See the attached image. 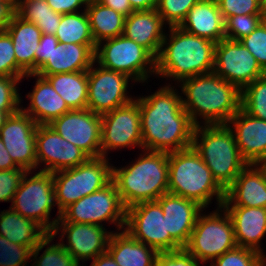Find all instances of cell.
Returning a JSON list of instances; mask_svg holds the SVG:
<instances>
[{
  "mask_svg": "<svg viewBox=\"0 0 266 266\" xmlns=\"http://www.w3.org/2000/svg\"><path fill=\"white\" fill-rule=\"evenodd\" d=\"M149 95H136L139 103L142 149L174 152L192 147L196 125L184 110L177 85L165 82Z\"/></svg>",
  "mask_w": 266,
  "mask_h": 266,
  "instance_id": "obj_1",
  "label": "cell"
},
{
  "mask_svg": "<svg viewBox=\"0 0 266 266\" xmlns=\"http://www.w3.org/2000/svg\"><path fill=\"white\" fill-rule=\"evenodd\" d=\"M19 168L14 160L10 157L4 143L0 138V170H9Z\"/></svg>",
  "mask_w": 266,
  "mask_h": 266,
  "instance_id": "obj_51",
  "label": "cell"
},
{
  "mask_svg": "<svg viewBox=\"0 0 266 266\" xmlns=\"http://www.w3.org/2000/svg\"><path fill=\"white\" fill-rule=\"evenodd\" d=\"M100 3L113 9L114 11H117L125 17L134 12L131 4L129 3V0H101Z\"/></svg>",
  "mask_w": 266,
  "mask_h": 266,
  "instance_id": "obj_50",
  "label": "cell"
},
{
  "mask_svg": "<svg viewBox=\"0 0 266 266\" xmlns=\"http://www.w3.org/2000/svg\"><path fill=\"white\" fill-rule=\"evenodd\" d=\"M49 233L37 222L10 207L0 211V235L15 244L34 249Z\"/></svg>",
  "mask_w": 266,
  "mask_h": 266,
  "instance_id": "obj_30",
  "label": "cell"
},
{
  "mask_svg": "<svg viewBox=\"0 0 266 266\" xmlns=\"http://www.w3.org/2000/svg\"><path fill=\"white\" fill-rule=\"evenodd\" d=\"M241 109L250 116L266 121V75L241 90Z\"/></svg>",
  "mask_w": 266,
  "mask_h": 266,
  "instance_id": "obj_36",
  "label": "cell"
},
{
  "mask_svg": "<svg viewBox=\"0 0 266 266\" xmlns=\"http://www.w3.org/2000/svg\"><path fill=\"white\" fill-rule=\"evenodd\" d=\"M90 263V266H119L108 252L98 255Z\"/></svg>",
  "mask_w": 266,
  "mask_h": 266,
  "instance_id": "obj_53",
  "label": "cell"
},
{
  "mask_svg": "<svg viewBox=\"0 0 266 266\" xmlns=\"http://www.w3.org/2000/svg\"><path fill=\"white\" fill-rule=\"evenodd\" d=\"M16 14L33 22L42 34L55 35L62 14L54 12L46 0H18Z\"/></svg>",
  "mask_w": 266,
  "mask_h": 266,
  "instance_id": "obj_33",
  "label": "cell"
},
{
  "mask_svg": "<svg viewBox=\"0 0 266 266\" xmlns=\"http://www.w3.org/2000/svg\"><path fill=\"white\" fill-rule=\"evenodd\" d=\"M260 166L264 169L265 173H266V159L263 160L261 163H260Z\"/></svg>",
  "mask_w": 266,
  "mask_h": 266,
  "instance_id": "obj_57",
  "label": "cell"
},
{
  "mask_svg": "<svg viewBox=\"0 0 266 266\" xmlns=\"http://www.w3.org/2000/svg\"><path fill=\"white\" fill-rule=\"evenodd\" d=\"M156 201L166 216L167 231L184 248L190 239L197 217L204 208L193 200L171 193L163 194Z\"/></svg>",
  "mask_w": 266,
  "mask_h": 266,
  "instance_id": "obj_21",
  "label": "cell"
},
{
  "mask_svg": "<svg viewBox=\"0 0 266 266\" xmlns=\"http://www.w3.org/2000/svg\"><path fill=\"white\" fill-rule=\"evenodd\" d=\"M167 25L156 9L134 11L125 18L123 35L158 57Z\"/></svg>",
  "mask_w": 266,
  "mask_h": 266,
  "instance_id": "obj_25",
  "label": "cell"
},
{
  "mask_svg": "<svg viewBox=\"0 0 266 266\" xmlns=\"http://www.w3.org/2000/svg\"><path fill=\"white\" fill-rule=\"evenodd\" d=\"M184 248L177 251L160 252L156 266H201Z\"/></svg>",
  "mask_w": 266,
  "mask_h": 266,
  "instance_id": "obj_46",
  "label": "cell"
},
{
  "mask_svg": "<svg viewBox=\"0 0 266 266\" xmlns=\"http://www.w3.org/2000/svg\"><path fill=\"white\" fill-rule=\"evenodd\" d=\"M197 217L195 227L184 249L201 264L211 263L237 244L232 220L223 206ZM203 212V213H202ZM209 213V214H208Z\"/></svg>",
  "mask_w": 266,
  "mask_h": 266,
  "instance_id": "obj_8",
  "label": "cell"
},
{
  "mask_svg": "<svg viewBox=\"0 0 266 266\" xmlns=\"http://www.w3.org/2000/svg\"><path fill=\"white\" fill-rule=\"evenodd\" d=\"M209 266H266V257L253 249L236 246L214 259Z\"/></svg>",
  "mask_w": 266,
  "mask_h": 266,
  "instance_id": "obj_37",
  "label": "cell"
},
{
  "mask_svg": "<svg viewBox=\"0 0 266 266\" xmlns=\"http://www.w3.org/2000/svg\"><path fill=\"white\" fill-rule=\"evenodd\" d=\"M59 41L55 35L42 34L35 52V72L48 60Z\"/></svg>",
  "mask_w": 266,
  "mask_h": 266,
  "instance_id": "obj_47",
  "label": "cell"
},
{
  "mask_svg": "<svg viewBox=\"0 0 266 266\" xmlns=\"http://www.w3.org/2000/svg\"><path fill=\"white\" fill-rule=\"evenodd\" d=\"M26 172L23 168L0 170V202L12 203Z\"/></svg>",
  "mask_w": 266,
  "mask_h": 266,
  "instance_id": "obj_45",
  "label": "cell"
},
{
  "mask_svg": "<svg viewBox=\"0 0 266 266\" xmlns=\"http://www.w3.org/2000/svg\"><path fill=\"white\" fill-rule=\"evenodd\" d=\"M46 1L54 12L60 14H70V13L85 11L88 4L86 0H46Z\"/></svg>",
  "mask_w": 266,
  "mask_h": 266,
  "instance_id": "obj_48",
  "label": "cell"
},
{
  "mask_svg": "<svg viewBox=\"0 0 266 266\" xmlns=\"http://www.w3.org/2000/svg\"><path fill=\"white\" fill-rule=\"evenodd\" d=\"M86 13L92 37L97 44L123 34L125 16L100 2L88 3Z\"/></svg>",
  "mask_w": 266,
  "mask_h": 266,
  "instance_id": "obj_32",
  "label": "cell"
},
{
  "mask_svg": "<svg viewBox=\"0 0 266 266\" xmlns=\"http://www.w3.org/2000/svg\"><path fill=\"white\" fill-rule=\"evenodd\" d=\"M124 230L159 253L183 249L167 231L166 216L157 201L138 203L126 209Z\"/></svg>",
  "mask_w": 266,
  "mask_h": 266,
  "instance_id": "obj_12",
  "label": "cell"
},
{
  "mask_svg": "<svg viewBox=\"0 0 266 266\" xmlns=\"http://www.w3.org/2000/svg\"><path fill=\"white\" fill-rule=\"evenodd\" d=\"M168 193L193 200L204 209L214 198L217 207L225 199V190L193 147L168 153Z\"/></svg>",
  "mask_w": 266,
  "mask_h": 266,
  "instance_id": "obj_5",
  "label": "cell"
},
{
  "mask_svg": "<svg viewBox=\"0 0 266 266\" xmlns=\"http://www.w3.org/2000/svg\"><path fill=\"white\" fill-rule=\"evenodd\" d=\"M55 206L53 173L33 170L27 171L23 176L9 207L20 215L34 220L48 233H52L60 218L51 217V211Z\"/></svg>",
  "mask_w": 266,
  "mask_h": 266,
  "instance_id": "obj_10",
  "label": "cell"
},
{
  "mask_svg": "<svg viewBox=\"0 0 266 266\" xmlns=\"http://www.w3.org/2000/svg\"><path fill=\"white\" fill-rule=\"evenodd\" d=\"M32 250L0 235V266H27L32 258Z\"/></svg>",
  "mask_w": 266,
  "mask_h": 266,
  "instance_id": "obj_41",
  "label": "cell"
},
{
  "mask_svg": "<svg viewBox=\"0 0 266 266\" xmlns=\"http://www.w3.org/2000/svg\"><path fill=\"white\" fill-rule=\"evenodd\" d=\"M192 147L224 190L248 165L242 158L235 136L227 124L196 126Z\"/></svg>",
  "mask_w": 266,
  "mask_h": 266,
  "instance_id": "obj_6",
  "label": "cell"
},
{
  "mask_svg": "<svg viewBox=\"0 0 266 266\" xmlns=\"http://www.w3.org/2000/svg\"><path fill=\"white\" fill-rule=\"evenodd\" d=\"M224 20L235 15L262 14L261 0H217Z\"/></svg>",
  "mask_w": 266,
  "mask_h": 266,
  "instance_id": "obj_44",
  "label": "cell"
},
{
  "mask_svg": "<svg viewBox=\"0 0 266 266\" xmlns=\"http://www.w3.org/2000/svg\"><path fill=\"white\" fill-rule=\"evenodd\" d=\"M223 207L232 220L237 246L253 249L266 257L261 243L266 236V208Z\"/></svg>",
  "mask_w": 266,
  "mask_h": 266,
  "instance_id": "obj_24",
  "label": "cell"
},
{
  "mask_svg": "<svg viewBox=\"0 0 266 266\" xmlns=\"http://www.w3.org/2000/svg\"><path fill=\"white\" fill-rule=\"evenodd\" d=\"M12 38L17 65L26 73H35V52L40 43L41 30L33 23L14 15L6 29Z\"/></svg>",
  "mask_w": 266,
  "mask_h": 266,
  "instance_id": "obj_29",
  "label": "cell"
},
{
  "mask_svg": "<svg viewBox=\"0 0 266 266\" xmlns=\"http://www.w3.org/2000/svg\"><path fill=\"white\" fill-rule=\"evenodd\" d=\"M38 124L22 110L10 115L0 129V138L19 168L37 170L36 132Z\"/></svg>",
  "mask_w": 266,
  "mask_h": 266,
  "instance_id": "obj_18",
  "label": "cell"
},
{
  "mask_svg": "<svg viewBox=\"0 0 266 266\" xmlns=\"http://www.w3.org/2000/svg\"><path fill=\"white\" fill-rule=\"evenodd\" d=\"M215 45L179 26L168 27L156 58L155 76L178 85L184 79L213 72Z\"/></svg>",
  "mask_w": 266,
  "mask_h": 266,
  "instance_id": "obj_3",
  "label": "cell"
},
{
  "mask_svg": "<svg viewBox=\"0 0 266 266\" xmlns=\"http://www.w3.org/2000/svg\"><path fill=\"white\" fill-rule=\"evenodd\" d=\"M27 74L17 65L12 38L0 32V76L19 77L25 80Z\"/></svg>",
  "mask_w": 266,
  "mask_h": 266,
  "instance_id": "obj_42",
  "label": "cell"
},
{
  "mask_svg": "<svg viewBox=\"0 0 266 266\" xmlns=\"http://www.w3.org/2000/svg\"><path fill=\"white\" fill-rule=\"evenodd\" d=\"M18 3H0V32H5L14 15Z\"/></svg>",
  "mask_w": 266,
  "mask_h": 266,
  "instance_id": "obj_49",
  "label": "cell"
},
{
  "mask_svg": "<svg viewBox=\"0 0 266 266\" xmlns=\"http://www.w3.org/2000/svg\"><path fill=\"white\" fill-rule=\"evenodd\" d=\"M87 3H95V2H100L101 0H86Z\"/></svg>",
  "mask_w": 266,
  "mask_h": 266,
  "instance_id": "obj_58",
  "label": "cell"
},
{
  "mask_svg": "<svg viewBox=\"0 0 266 266\" xmlns=\"http://www.w3.org/2000/svg\"><path fill=\"white\" fill-rule=\"evenodd\" d=\"M112 160L105 157L89 158L68 169L53 172L57 217L70 204L104 188L112 181Z\"/></svg>",
  "mask_w": 266,
  "mask_h": 266,
  "instance_id": "obj_7",
  "label": "cell"
},
{
  "mask_svg": "<svg viewBox=\"0 0 266 266\" xmlns=\"http://www.w3.org/2000/svg\"><path fill=\"white\" fill-rule=\"evenodd\" d=\"M126 166L112 164V181L126 209L168 193V153L139 150Z\"/></svg>",
  "mask_w": 266,
  "mask_h": 266,
  "instance_id": "obj_4",
  "label": "cell"
},
{
  "mask_svg": "<svg viewBox=\"0 0 266 266\" xmlns=\"http://www.w3.org/2000/svg\"><path fill=\"white\" fill-rule=\"evenodd\" d=\"M54 239L55 237L49 233L32 250L31 262H33V264H31V266H80L73 256L66 249H64L61 242L58 241L56 244H54ZM43 249L44 251L40 255L39 253Z\"/></svg>",
  "mask_w": 266,
  "mask_h": 266,
  "instance_id": "obj_35",
  "label": "cell"
},
{
  "mask_svg": "<svg viewBox=\"0 0 266 266\" xmlns=\"http://www.w3.org/2000/svg\"><path fill=\"white\" fill-rule=\"evenodd\" d=\"M55 36L63 44L96 45L86 11L62 14Z\"/></svg>",
  "mask_w": 266,
  "mask_h": 266,
  "instance_id": "obj_34",
  "label": "cell"
},
{
  "mask_svg": "<svg viewBox=\"0 0 266 266\" xmlns=\"http://www.w3.org/2000/svg\"><path fill=\"white\" fill-rule=\"evenodd\" d=\"M112 232L106 227L94 224L57 222L51 233L76 260L83 266L85 261H92L98 255L107 252ZM66 237V239H65ZM65 239V241H63ZM66 242V243H64ZM82 265H81V262Z\"/></svg>",
  "mask_w": 266,
  "mask_h": 266,
  "instance_id": "obj_16",
  "label": "cell"
},
{
  "mask_svg": "<svg viewBox=\"0 0 266 266\" xmlns=\"http://www.w3.org/2000/svg\"><path fill=\"white\" fill-rule=\"evenodd\" d=\"M263 21L262 14L235 15L225 20V36L240 41L253 32Z\"/></svg>",
  "mask_w": 266,
  "mask_h": 266,
  "instance_id": "obj_40",
  "label": "cell"
},
{
  "mask_svg": "<svg viewBox=\"0 0 266 266\" xmlns=\"http://www.w3.org/2000/svg\"><path fill=\"white\" fill-rule=\"evenodd\" d=\"M240 42L255 57L260 67L266 72V23L262 21L257 28Z\"/></svg>",
  "mask_w": 266,
  "mask_h": 266,
  "instance_id": "obj_43",
  "label": "cell"
},
{
  "mask_svg": "<svg viewBox=\"0 0 266 266\" xmlns=\"http://www.w3.org/2000/svg\"><path fill=\"white\" fill-rule=\"evenodd\" d=\"M261 12L263 18L266 17V0H261Z\"/></svg>",
  "mask_w": 266,
  "mask_h": 266,
  "instance_id": "obj_55",
  "label": "cell"
},
{
  "mask_svg": "<svg viewBox=\"0 0 266 266\" xmlns=\"http://www.w3.org/2000/svg\"><path fill=\"white\" fill-rule=\"evenodd\" d=\"M107 252L119 266H156L159 252L133 238L127 231L112 232Z\"/></svg>",
  "mask_w": 266,
  "mask_h": 266,
  "instance_id": "obj_28",
  "label": "cell"
},
{
  "mask_svg": "<svg viewBox=\"0 0 266 266\" xmlns=\"http://www.w3.org/2000/svg\"><path fill=\"white\" fill-rule=\"evenodd\" d=\"M57 222L87 223L101 227L109 223L115 226L116 231H120L125 227L126 208L115 183L111 181L104 188L66 207Z\"/></svg>",
  "mask_w": 266,
  "mask_h": 266,
  "instance_id": "obj_11",
  "label": "cell"
},
{
  "mask_svg": "<svg viewBox=\"0 0 266 266\" xmlns=\"http://www.w3.org/2000/svg\"><path fill=\"white\" fill-rule=\"evenodd\" d=\"M96 65V67H95ZM88 72L87 109L103 115L135 99L128 89L134 86L129 76L101 67L94 62ZM131 81V85H129ZM133 84V85H132Z\"/></svg>",
  "mask_w": 266,
  "mask_h": 266,
  "instance_id": "obj_13",
  "label": "cell"
},
{
  "mask_svg": "<svg viewBox=\"0 0 266 266\" xmlns=\"http://www.w3.org/2000/svg\"><path fill=\"white\" fill-rule=\"evenodd\" d=\"M49 126L90 158L101 157V115L87 108L73 109L54 119Z\"/></svg>",
  "mask_w": 266,
  "mask_h": 266,
  "instance_id": "obj_17",
  "label": "cell"
},
{
  "mask_svg": "<svg viewBox=\"0 0 266 266\" xmlns=\"http://www.w3.org/2000/svg\"><path fill=\"white\" fill-rule=\"evenodd\" d=\"M213 72L240 90L266 75L255 57L240 41L228 38L215 45Z\"/></svg>",
  "mask_w": 266,
  "mask_h": 266,
  "instance_id": "obj_15",
  "label": "cell"
},
{
  "mask_svg": "<svg viewBox=\"0 0 266 266\" xmlns=\"http://www.w3.org/2000/svg\"><path fill=\"white\" fill-rule=\"evenodd\" d=\"M177 87L196 126L227 124L241 109V90L214 72L184 79Z\"/></svg>",
  "mask_w": 266,
  "mask_h": 266,
  "instance_id": "obj_2",
  "label": "cell"
},
{
  "mask_svg": "<svg viewBox=\"0 0 266 266\" xmlns=\"http://www.w3.org/2000/svg\"><path fill=\"white\" fill-rule=\"evenodd\" d=\"M232 130L242 158L248 164L266 159V121L240 109L227 123Z\"/></svg>",
  "mask_w": 266,
  "mask_h": 266,
  "instance_id": "obj_20",
  "label": "cell"
},
{
  "mask_svg": "<svg viewBox=\"0 0 266 266\" xmlns=\"http://www.w3.org/2000/svg\"><path fill=\"white\" fill-rule=\"evenodd\" d=\"M19 77L0 76V110L12 115L21 110L22 98Z\"/></svg>",
  "mask_w": 266,
  "mask_h": 266,
  "instance_id": "obj_39",
  "label": "cell"
},
{
  "mask_svg": "<svg viewBox=\"0 0 266 266\" xmlns=\"http://www.w3.org/2000/svg\"><path fill=\"white\" fill-rule=\"evenodd\" d=\"M182 29L215 43L226 38L225 20L217 0H199L180 24Z\"/></svg>",
  "mask_w": 266,
  "mask_h": 266,
  "instance_id": "obj_27",
  "label": "cell"
},
{
  "mask_svg": "<svg viewBox=\"0 0 266 266\" xmlns=\"http://www.w3.org/2000/svg\"><path fill=\"white\" fill-rule=\"evenodd\" d=\"M0 3H18V0H0Z\"/></svg>",
  "mask_w": 266,
  "mask_h": 266,
  "instance_id": "obj_56",
  "label": "cell"
},
{
  "mask_svg": "<svg viewBox=\"0 0 266 266\" xmlns=\"http://www.w3.org/2000/svg\"><path fill=\"white\" fill-rule=\"evenodd\" d=\"M222 206L266 208V173L260 164H248L225 190Z\"/></svg>",
  "mask_w": 266,
  "mask_h": 266,
  "instance_id": "obj_22",
  "label": "cell"
},
{
  "mask_svg": "<svg viewBox=\"0 0 266 266\" xmlns=\"http://www.w3.org/2000/svg\"><path fill=\"white\" fill-rule=\"evenodd\" d=\"M95 62L105 69L126 74L134 84L139 82L145 86L152 75L155 77L156 58L123 34L97 44Z\"/></svg>",
  "mask_w": 266,
  "mask_h": 266,
  "instance_id": "obj_9",
  "label": "cell"
},
{
  "mask_svg": "<svg viewBox=\"0 0 266 266\" xmlns=\"http://www.w3.org/2000/svg\"><path fill=\"white\" fill-rule=\"evenodd\" d=\"M97 45L58 43L48 60L35 72L37 75H53L87 71L95 62Z\"/></svg>",
  "mask_w": 266,
  "mask_h": 266,
  "instance_id": "obj_26",
  "label": "cell"
},
{
  "mask_svg": "<svg viewBox=\"0 0 266 266\" xmlns=\"http://www.w3.org/2000/svg\"><path fill=\"white\" fill-rule=\"evenodd\" d=\"M134 11L156 9L157 0H129Z\"/></svg>",
  "mask_w": 266,
  "mask_h": 266,
  "instance_id": "obj_52",
  "label": "cell"
},
{
  "mask_svg": "<svg viewBox=\"0 0 266 266\" xmlns=\"http://www.w3.org/2000/svg\"><path fill=\"white\" fill-rule=\"evenodd\" d=\"M142 149L139 103L132 102L101 115V156L120 149Z\"/></svg>",
  "mask_w": 266,
  "mask_h": 266,
  "instance_id": "obj_14",
  "label": "cell"
},
{
  "mask_svg": "<svg viewBox=\"0 0 266 266\" xmlns=\"http://www.w3.org/2000/svg\"><path fill=\"white\" fill-rule=\"evenodd\" d=\"M36 155L37 169L50 173L76 167L90 158L80 148L61 137L49 125L37 126Z\"/></svg>",
  "mask_w": 266,
  "mask_h": 266,
  "instance_id": "obj_19",
  "label": "cell"
},
{
  "mask_svg": "<svg viewBox=\"0 0 266 266\" xmlns=\"http://www.w3.org/2000/svg\"><path fill=\"white\" fill-rule=\"evenodd\" d=\"M199 0H157L156 11L167 27L180 26Z\"/></svg>",
  "mask_w": 266,
  "mask_h": 266,
  "instance_id": "obj_38",
  "label": "cell"
},
{
  "mask_svg": "<svg viewBox=\"0 0 266 266\" xmlns=\"http://www.w3.org/2000/svg\"><path fill=\"white\" fill-rule=\"evenodd\" d=\"M25 77H32L36 81L33 89L25 96L29 103L26 107L21 105V110L31 116L38 125H49L70 110L45 77L36 73H29Z\"/></svg>",
  "mask_w": 266,
  "mask_h": 266,
  "instance_id": "obj_23",
  "label": "cell"
},
{
  "mask_svg": "<svg viewBox=\"0 0 266 266\" xmlns=\"http://www.w3.org/2000/svg\"><path fill=\"white\" fill-rule=\"evenodd\" d=\"M39 76L45 77L50 82L53 89L64 99L70 110L87 108V71Z\"/></svg>",
  "mask_w": 266,
  "mask_h": 266,
  "instance_id": "obj_31",
  "label": "cell"
},
{
  "mask_svg": "<svg viewBox=\"0 0 266 266\" xmlns=\"http://www.w3.org/2000/svg\"><path fill=\"white\" fill-rule=\"evenodd\" d=\"M10 115L5 112V111H1L0 110V129L3 127L6 119L9 117Z\"/></svg>",
  "mask_w": 266,
  "mask_h": 266,
  "instance_id": "obj_54",
  "label": "cell"
}]
</instances>
